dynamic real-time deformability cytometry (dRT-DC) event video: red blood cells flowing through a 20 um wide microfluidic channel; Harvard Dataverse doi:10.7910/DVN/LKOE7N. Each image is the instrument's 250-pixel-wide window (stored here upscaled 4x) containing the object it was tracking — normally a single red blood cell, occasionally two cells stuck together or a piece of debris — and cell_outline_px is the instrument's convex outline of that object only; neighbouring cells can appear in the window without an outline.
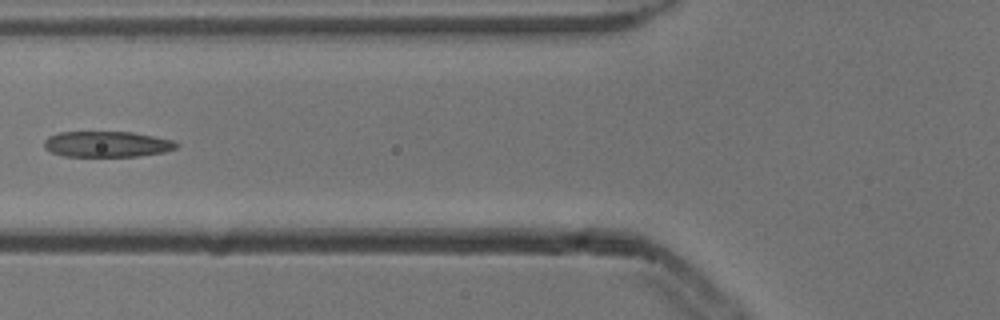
{"species": "common noctule bat (a hibernating species)", "species_latin": "Nyctalus noctula", "temperature_condition": "cold", "stored_images_in_passage": 5, "camera_frame_rate_fps": 3000, "um_per_image_px": 0.085, "animal": {"sex": "male", "body_mass_g": 13.3}, "frame": {"image": 1, "passage_image": 5, "time_ms": 1.333, "image_size_px": [1000, 320], "cell_outline_px": [[180, 144], [176, 148], [164, 152], [136, 156], [64, 156], [52, 152], [44, 148], [44, 140], [48, 136], [60, 132], [132, 132], [176, 140]], "centroid_in_image_um": [9.12, 12.25], "position_along_channel_um": 116.7, "area_um2": 19.94}}